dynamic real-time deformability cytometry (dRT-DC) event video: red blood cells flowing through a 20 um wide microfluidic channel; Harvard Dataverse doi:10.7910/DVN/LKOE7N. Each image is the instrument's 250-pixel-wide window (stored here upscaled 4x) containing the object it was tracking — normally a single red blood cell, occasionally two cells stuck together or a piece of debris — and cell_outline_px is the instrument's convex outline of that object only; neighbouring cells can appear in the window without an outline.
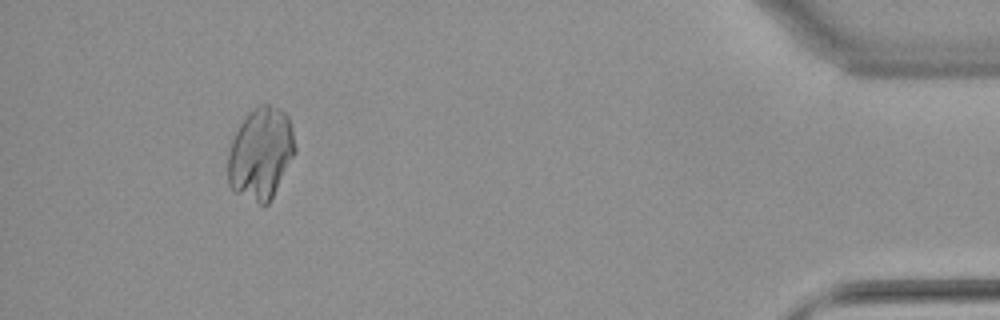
{"species": "common noctule bat (a hibernating species)", "species_latin": "Nyctalus noctula", "temperature_condition": "warm", "stored_images_in_passage": 53, "camera_frame_rate_fps": 3000, "um_per_image_px": 0.085, "animal": {"sex": "female", "body_mass_g": 22.7, "forearm_length_mm": 54.2}, "frame": {"image": 1, "passage_image": 49, "time_ms": 16.0, "image_size_px": [1000, 320], "cell_outline_px": [[296, 152], [272, 200], [268, 204], [260, 204], [236, 192], [228, 184], [228, 152], [236, 128], [248, 112], [252, 108], [260, 104], [268, 104], [284, 112], [288, 116], [292, 128], [296, 148]], "centroid_in_image_um": [22.17, 13.04], "position_along_channel_um": 413.0, "area_um2": 36.24}}